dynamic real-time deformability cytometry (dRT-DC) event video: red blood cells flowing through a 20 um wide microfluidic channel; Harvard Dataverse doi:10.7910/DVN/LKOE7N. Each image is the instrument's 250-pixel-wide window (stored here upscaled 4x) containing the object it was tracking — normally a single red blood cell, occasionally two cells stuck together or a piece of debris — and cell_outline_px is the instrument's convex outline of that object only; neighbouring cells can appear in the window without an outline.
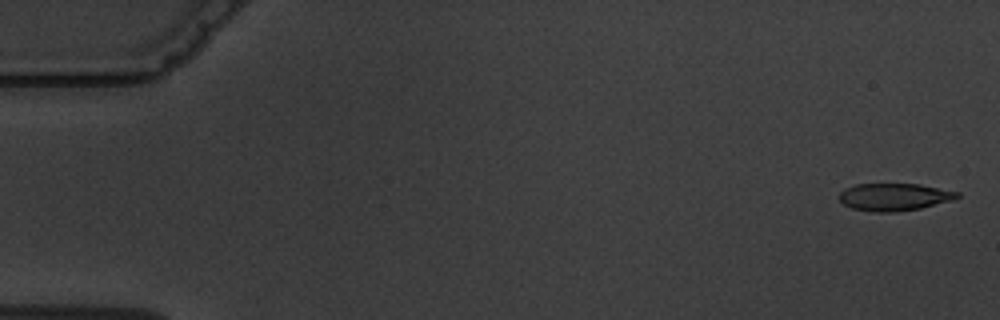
{"species": "common noctule bat (a hibernating species)", "species_latin": "Nyctalus noctula", "temperature_condition": "warm", "stored_images_in_passage": 5, "camera_frame_rate_fps": 3000, "um_per_image_px": 0.085, "animal": {"sex": "male", "body_mass_g": 19.5, "forearm_length_mm": 54.6}, "frame": {"image": 1, "passage_image": 1, "time_ms": 0.0, "image_size_px": [1000, 320], "cell_outline_px": [[960, 196], [952, 200], [920, 208], [896, 212], [872, 212], [852, 208], [844, 204], [840, 200], [840, 192], [844, 188], [856, 184], [920, 184], [960, 192]], "centroid_in_image_um": [76.01, 16.74], "position_along_channel_um": 9.0, "area_um2": 18.84}}